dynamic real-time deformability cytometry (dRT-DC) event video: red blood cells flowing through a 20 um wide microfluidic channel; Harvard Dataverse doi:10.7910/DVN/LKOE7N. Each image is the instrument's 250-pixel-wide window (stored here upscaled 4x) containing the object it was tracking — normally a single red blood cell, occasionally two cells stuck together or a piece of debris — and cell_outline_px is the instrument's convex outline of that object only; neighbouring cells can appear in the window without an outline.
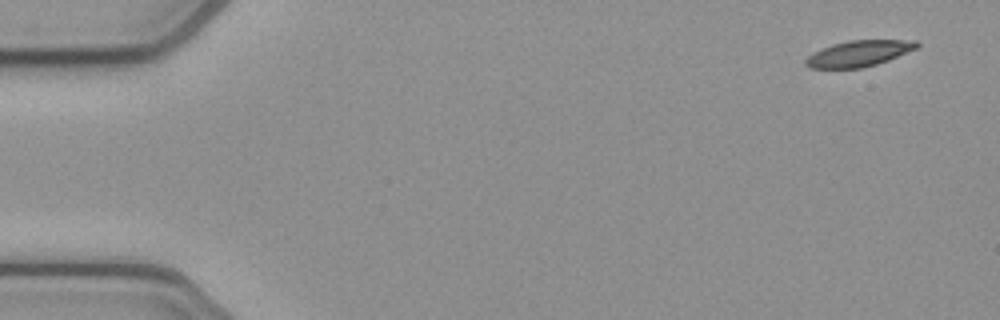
{"species": "common noctule bat (a hibernating species)", "species_latin": "Nyctalus noctula", "temperature_condition": "cold", "stored_images_in_passage": 51, "camera_frame_rate_fps": 3000, "um_per_image_px": 0.085, "animal": {"sex": "female", "body_mass_g": 21.9}, "frame": {"image": 1, "passage_image": 1, "time_ms": 0.0, "image_size_px": [1000, 320], "cell_outline_px": [[920, 44], [916, 48], [888, 60], [876, 64], [860, 68], [808, 68], [804, 64], [804, 60], [812, 52], [832, 44], [848, 40], [916, 40]], "centroid_in_image_um": [72.95, 4.54], "position_along_channel_um": 12.0, "area_um2": 16.82}}
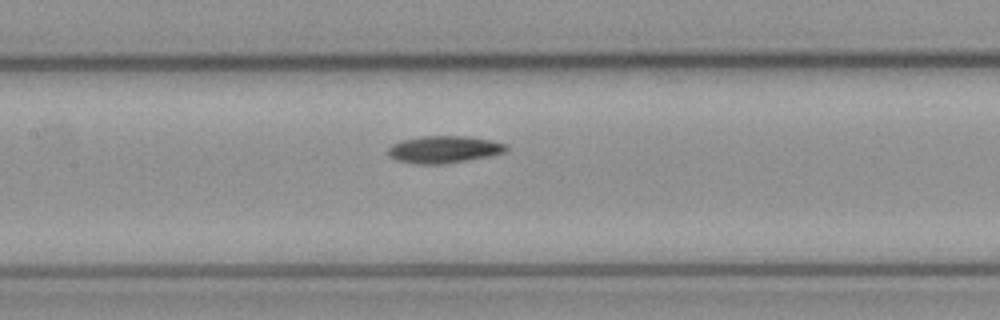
{"frame": {"image": 2, "passage_image": 23, "time_ms": 7.333, "image_size_px": [1000, 320], "cell_outline_px": [[508, 148], [504, 152], [488, 156], [440, 164], [416, 164], [396, 160], [388, 156], [388, 148], [392, 144], [400, 140], [424, 136], [468, 136], [492, 140], [508, 144]], "centroid_in_image_um": [37.71, 12.69], "position_along_channel_um": 169.7, "area_um2": 18.67}}
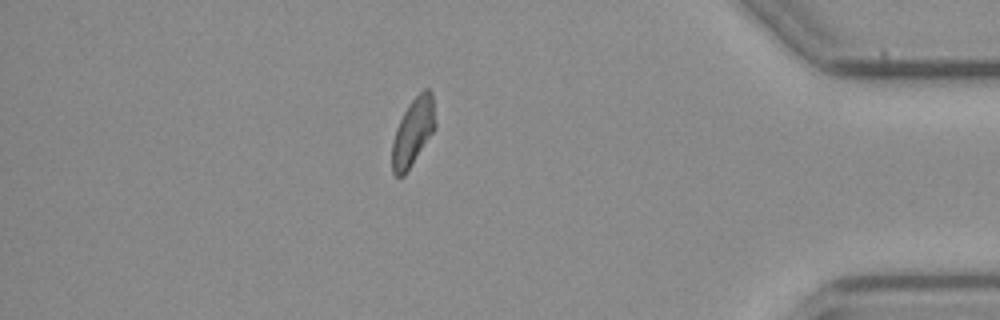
{"frame": {"image": 3, "passage_image": 44, "time_ms": 14.333, "image_size_px": [1000, 320], "cell_outline_px": [[436, 128], [404, 176], [396, 176], [392, 172], [392, 140], [396, 128], [408, 104], [424, 88], [428, 88], [432, 92], [436, 124]], "centroid_in_image_um": [35.11, 11.21], "position_along_channel_um": 400.1, "area_um2": 17.05}}